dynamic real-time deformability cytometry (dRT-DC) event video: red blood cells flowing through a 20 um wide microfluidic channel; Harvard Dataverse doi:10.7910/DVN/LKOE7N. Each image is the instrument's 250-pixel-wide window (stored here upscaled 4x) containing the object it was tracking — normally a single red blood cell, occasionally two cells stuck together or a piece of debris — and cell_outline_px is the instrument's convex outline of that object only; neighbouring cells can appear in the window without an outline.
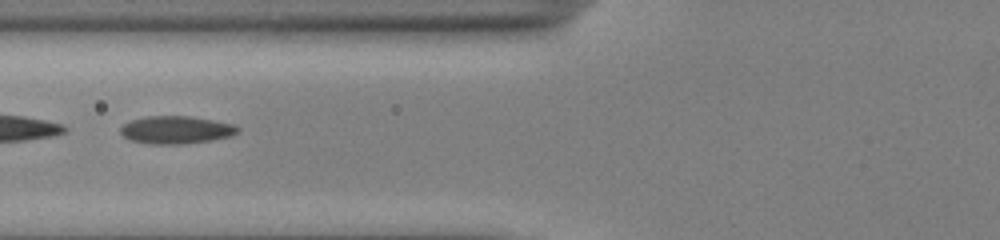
{"species": "common noctule bat (a hibernating species)", "species_latin": "Nyctalus noctula", "temperature_condition": "cold", "stored_images_in_passage": 41, "segment_of_instrument_passage": [2, 2], "camera_frame_rate_fps": 3000, "um_per_image_px": 0.085, "animal": {"sex": "male", "body_mass_g": 13.0, "forearm_length_mm": 53.1}, "frame": {"image": 1, "passage_image": 23, "time_ms": 7.333, "image_size_px": [1000, 240], "cell_outline_px": [[240, 132], [232, 136], [212, 140], [180, 144], [152, 144], [128, 140], [120, 132], [120, 128], [124, 124], [132, 120], [148, 116], [188, 116], [236, 124], [240, 128]], "centroid_in_image_um": [15.01, 11.04], "position_along_channel_um": 110.8, "area_um2": 19.02}}
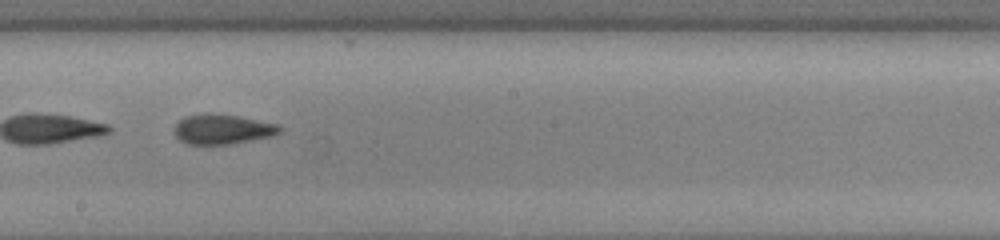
{"frame": {"image": 2, "passage_image": 32, "time_ms": 10.333, "image_size_px": [1000, 240], "cell_outline_px": [[280, 132], [272, 136], [228, 144], [188, 144], [180, 140], [176, 136], [176, 124], [184, 116], [208, 112], [236, 116], [276, 124], [280, 128]], "centroid_in_image_um": [18.87, 10.97], "position_along_channel_um": 229.3, "area_um2": 17.98}}